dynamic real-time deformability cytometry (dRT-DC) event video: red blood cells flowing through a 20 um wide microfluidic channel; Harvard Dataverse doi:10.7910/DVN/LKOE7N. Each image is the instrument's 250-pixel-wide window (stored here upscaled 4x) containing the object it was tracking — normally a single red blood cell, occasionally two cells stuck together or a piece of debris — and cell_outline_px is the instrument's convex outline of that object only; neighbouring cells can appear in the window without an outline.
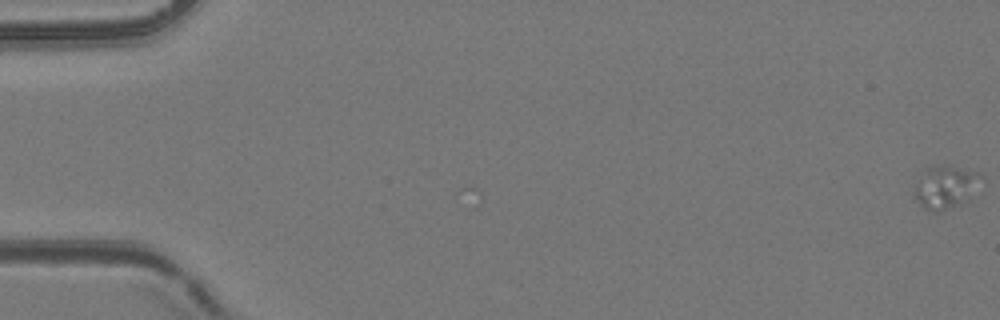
{"species": "common noctule bat (a hibernating species)", "species_latin": "Nyctalus noctula", "temperature_condition": "room temperature", "stored_images_in_passage": 10, "camera_frame_rate_fps": 3000, "um_per_image_px": 0.085, "animal": {"sex": "female", "body_mass_g": 24.6, "forearm_length_mm": 56.2}, "frame": {"image": 1, "passage_image": 1, "time_ms": 0.0, "image_size_px": [1000, 320], "cell_outline_px": [[984, 176], [952, 204], [940, 212], [932, 212], [924, 208], [912, 196], [912, 192], [916, 184], [928, 168], [940, 164], [948, 164], [976, 172]], "centroid_in_image_um": [80.2, 15.83], "position_along_channel_um": 4.8, "area_um2": 15.26}}
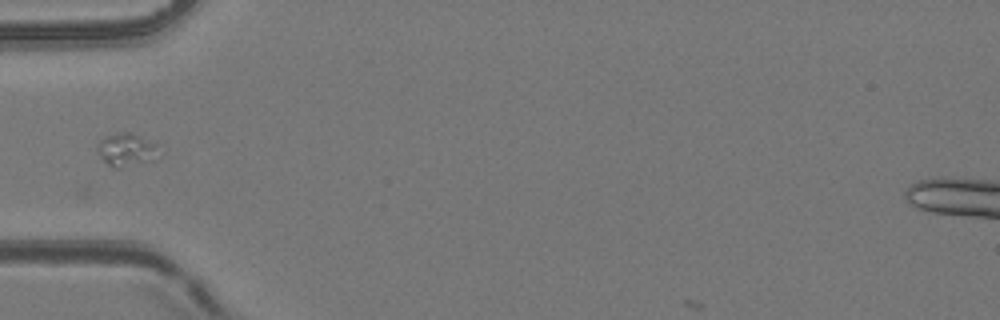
{"frame": {"image": 2, "passage_image": 6, "time_ms": 1.667, "image_size_px": [1000, 320], "cell_outline_px": [[164, 152], [160, 156], [152, 160], [120, 168], [116, 168], [108, 164], [100, 156], [96, 148], [100, 140], [104, 136], [116, 132], [128, 132], [156, 140]], "centroid_in_image_um": [10.86, 12.69], "position_along_channel_um": 74.1, "area_um2": 12.43}}